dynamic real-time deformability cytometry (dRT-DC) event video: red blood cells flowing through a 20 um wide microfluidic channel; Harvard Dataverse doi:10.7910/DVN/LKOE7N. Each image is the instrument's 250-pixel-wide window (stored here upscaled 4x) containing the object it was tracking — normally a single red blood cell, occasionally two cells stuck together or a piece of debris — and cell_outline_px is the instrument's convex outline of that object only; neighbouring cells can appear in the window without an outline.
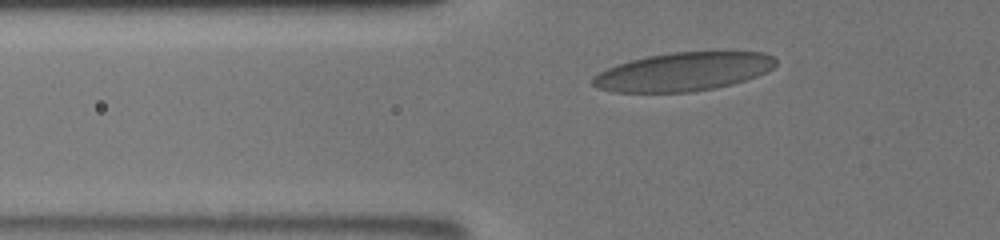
{"species": "human", "species_latin": "Homo sapiens", "temperature_condition": "room temperature", "stored_images_in_passage": 49, "camera_frame_rate_fps": 3000, "um_per_image_px": 0.085, "donor": {"sex": "male"}, "frame": {"image": 1, "passage_image": 7, "time_ms": 3.0, "image_size_px": [1000, 240], "cell_outline_px": [[776, 64], [772, 68], [756, 76], [732, 84], [716, 88], [692, 92], [616, 92], [596, 88], [592, 84], [592, 76], [616, 64], [648, 56], [672, 52], [764, 52], [772, 56], [776, 60]], "centroid_in_image_um": [58.06, 6.1], "position_along_channel_um": 67.7, "area_um2": 40.92}}
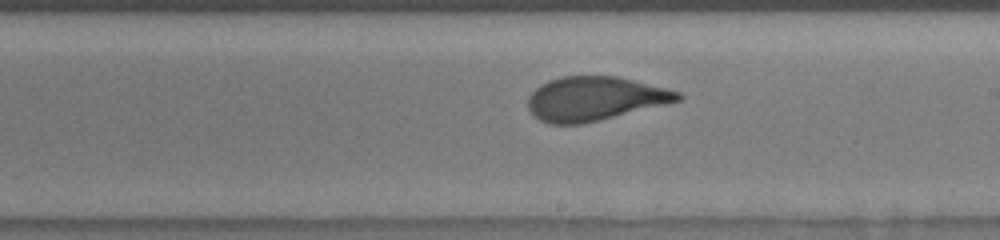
{"frame": {"image": 2, "passage_image": 27, "time_ms": 7.667, "image_size_px": [1000, 240], "cell_outline_px": [[684, 96], [680, 100], [584, 124], [548, 124], [540, 120], [528, 108], [528, 96], [540, 84], [548, 80], [560, 76], [620, 76], [680, 92]], "centroid_in_image_um": [50.53, 8.38], "position_along_channel_um": 238.5, "area_um2": 38.32}}
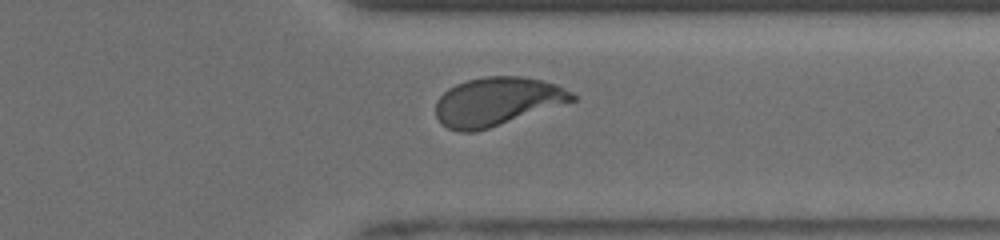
{"frame": {"image": 3, "passage_image": 40, "time_ms": 11.0, "image_size_px": [1000, 240], "cell_outline_px": [[576, 100], [476, 132], [460, 132], [448, 128], [436, 116], [436, 100], [448, 88], [456, 84], [468, 80], [484, 76], [524, 76], [544, 80], [556, 84], [572, 92], [576, 96]], "centroid_in_image_um": [42.25, 8.61], "position_along_channel_um": 369.2, "area_um2": 38.44}, "authors_computed_cell_mechanics": {"area_um2": 38.6104, "velocity_mm_per_s": 3.9136, "shape_relaxation_time_tau1_ms": 4.3843, "shape_relaxation_time_tau2_ms": null, "deformation_change_tau1": 0.1771, "deformation_change_tau2": null}}